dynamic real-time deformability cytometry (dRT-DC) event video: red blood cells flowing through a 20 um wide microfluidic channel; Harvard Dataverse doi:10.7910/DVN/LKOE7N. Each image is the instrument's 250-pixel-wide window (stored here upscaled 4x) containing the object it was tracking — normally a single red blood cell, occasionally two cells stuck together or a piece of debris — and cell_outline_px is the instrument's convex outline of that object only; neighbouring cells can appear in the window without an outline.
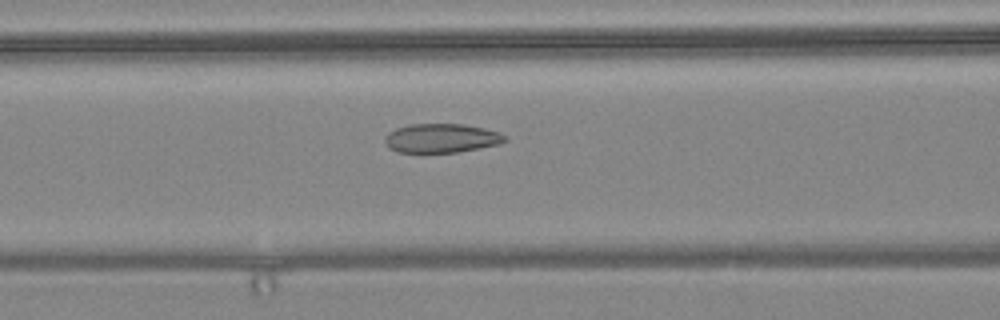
{"species": "common noctule bat (a hibernating species)", "species_latin": "Nyctalus noctula", "temperature_condition": "warm", "stored_images_in_passage": 49, "camera_frame_rate_fps": 3000, "um_per_image_px": 0.085, "animal": {"sex": "female", "body_mass_g": 24.6, "forearm_length_mm": 56.2}, "frame": {"image": 1, "passage_image": 15, "time_ms": 4.667, "image_size_px": [1000, 320], "cell_outline_px": [[508, 140], [500, 144], [456, 152], [396, 152], [388, 148], [384, 140], [384, 136], [388, 132], [396, 128], [408, 124], [464, 124], [484, 128], [500, 132], [508, 136]], "centroid_in_image_um": [37.52, 11.74], "position_along_channel_um": 129.1, "area_um2": 20.52}}
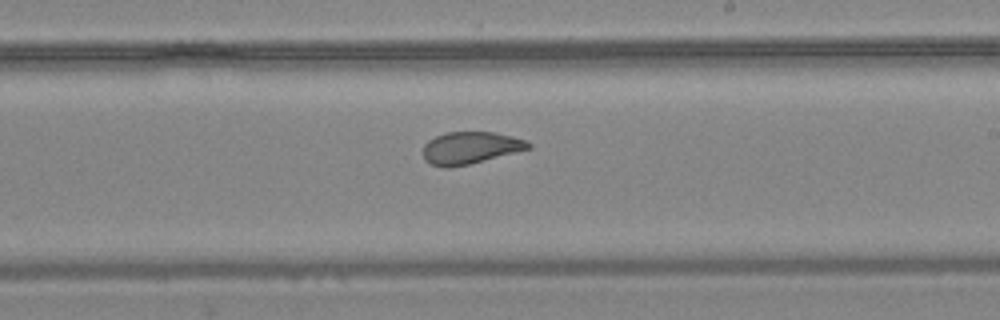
{"frame": {"image": 2, "passage_image": 25, "time_ms": 8.0, "image_size_px": [1000, 320], "cell_outline_px": [[532, 148], [468, 164], [448, 168], [444, 168], [432, 164], [424, 160], [424, 144], [428, 140], [436, 136], [448, 132], [492, 132], [512, 136], [528, 140], [532, 144]], "centroid_in_image_um": [39.99, 12.56], "position_along_channel_um": 249.0, "area_um2": 19.65}}
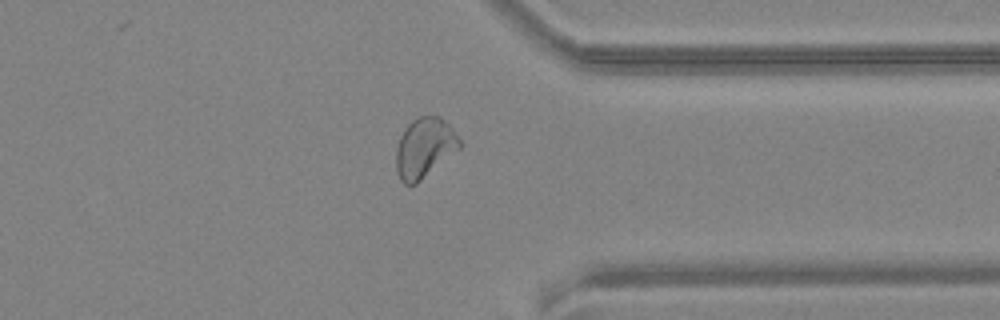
{"frame": {"image": 3, "passage_image": 36, "time_ms": 11.667, "image_size_px": [1000, 320], "cell_outline_px": [[460, 148], [416, 184], [404, 184], [400, 180], [396, 172], [396, 148], [400, 136], [404, 128], [416, 116], [440, 116], [452, 128], [460, 140]], "centroid_in_image_um": [36.05, 12.56], "position_along_channel_um": 375.3, "area_um2": 22.14}, "authors_computed_cell_mechanics": {"area_um2": 22.0796, "velocity_mm_per_s": 3.5966, "shape_relaxation_time_tau1_ms": null, "shape_relaxation_time_tau2_ms": 1.3059, "deformation_change_tau1": null, "deformation_change_tau2": 0.0743}}